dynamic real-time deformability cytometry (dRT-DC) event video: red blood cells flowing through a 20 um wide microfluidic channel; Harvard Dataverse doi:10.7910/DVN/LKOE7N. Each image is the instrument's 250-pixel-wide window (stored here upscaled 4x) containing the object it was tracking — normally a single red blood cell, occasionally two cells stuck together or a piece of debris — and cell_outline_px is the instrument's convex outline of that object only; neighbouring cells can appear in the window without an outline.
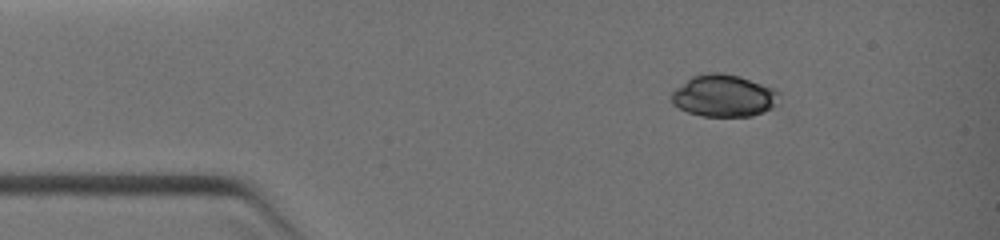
{"species": "common noctule bat (a hibernating species)", "species_latin": "Nyctalus noctula", "temperature_condition": "warm", "stored_images_in_passage": 10, "segment_of_instrument_passage": [2, 2], "camera_frame_rate_fps": 3000, "um_per_image_px": 0.085, "animal": {"sex": "female", "body_mass_g": 19.0, "forearm_length_mm": 51.5}, "frame": {"image": 1, "passage_image": 10, "time_ms": 3.667, "image_size_px": [1000, 240], "cell_outline_px": [[780, 92], [776, 104], [772, 108], [752, 116], [704, 116], [688, 112], [672, 104], [672, 92], [676, 88], [692, 76], [704, 72], [720, 72], [740, 76], [776, 88]], "centroid_in_image_um": [61.54, 8.12], "position_along_channel_um": 23.5, "area_um2": 26.53}}